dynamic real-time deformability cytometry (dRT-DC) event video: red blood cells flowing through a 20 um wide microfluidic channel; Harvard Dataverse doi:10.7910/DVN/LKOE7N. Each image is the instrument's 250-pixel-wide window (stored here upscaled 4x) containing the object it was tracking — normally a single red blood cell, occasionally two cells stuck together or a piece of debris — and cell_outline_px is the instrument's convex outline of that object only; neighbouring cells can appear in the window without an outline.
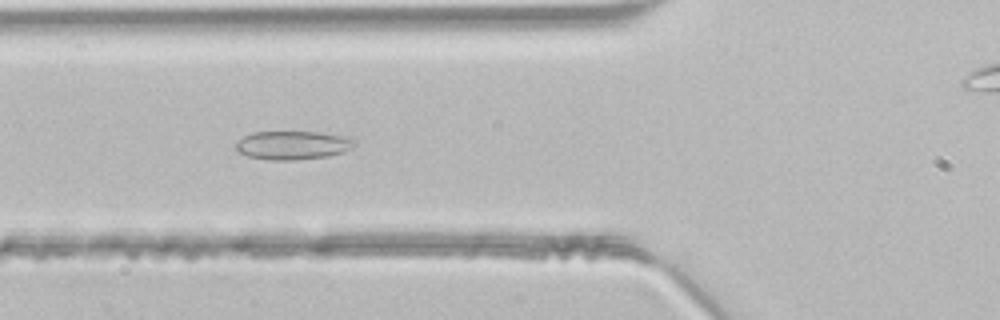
{"species": "common noctule bat (a hibernating species)", "species_latin": "Nyctalus noctula", "temperature_condition": "room temperature", "stored_images_in_passage": 37, "camera_frame_rate_fps": 3000, "um_per_image_px": 0.085, "animal": {"sex": "male", "body_mass_g": 21.5, "forearm_length_mm": 52.0}, "frame": {"image": 1, "passage_image": 6, "time_ms": 1.667, "image_size_px": [1000, 320], "cell_outline_px": [[356, 144], [352, 148], [344, 152], [328, 156], [296, 160], [268, 160], [248, 156], [240, 152], [236, 148], [236, 140], [252, 132], [320, 132], [340, 136], [356, 140]], "centroid_in_image_um": [24.87, 12.35], "position_along_channel_um": 100.9, "area_um2": 19.77}}
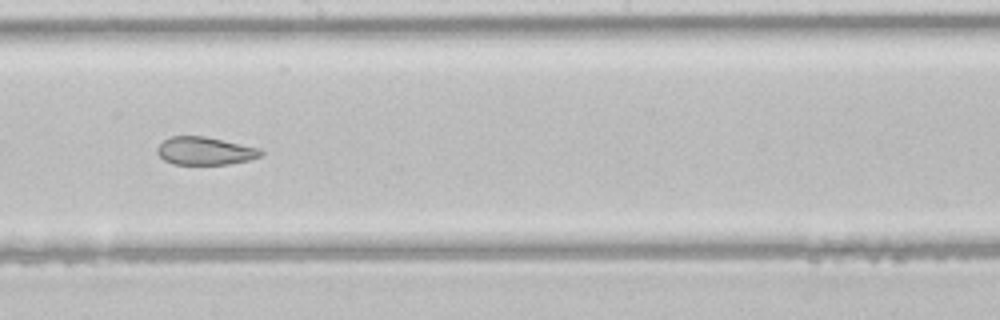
{"frame": {"image": 2, "passage_image": 15, "time_ms": 4.667, "image_size_px": [1000, 320], "cell_outline_px": [[264, 152], [260, 156], [248, 160], [228, 164], [172, 164], [164, 160], [156, 152], [156, 148], [168, 136], [204, 136], [256, 148]], "centroid_in_image_um": [17.35, 12.83], "position_along_channel_um": 230.9, "area_um2": 16.59}}
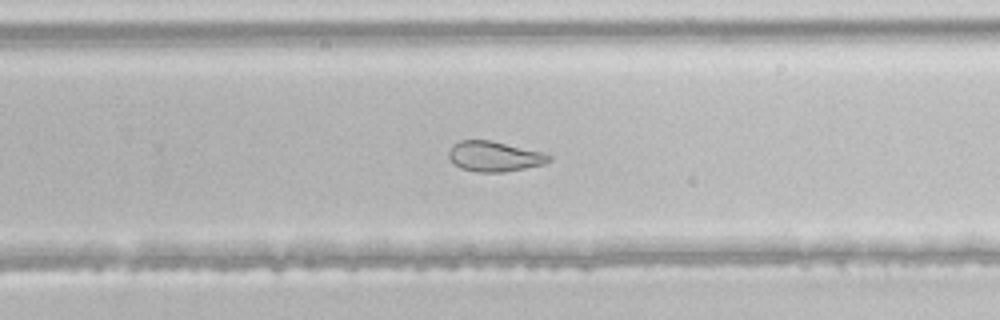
{"frame": {"image": 3, "passage_image": 19, "time_ms": 6.0, "image_size_px": [1000, 320], "cell_outline_px": [[552, 160], [544, 164], [504, 172], [476, 172], [460, 168], [448, 156], [448, 152], [452, 144], [460, 140], [492, 140], [540, 152], [552, 156]], "centroid_in_image_um": [42.0, 13.29], "position_along_channel_um": 287.8, "area_um2": 17.57}}